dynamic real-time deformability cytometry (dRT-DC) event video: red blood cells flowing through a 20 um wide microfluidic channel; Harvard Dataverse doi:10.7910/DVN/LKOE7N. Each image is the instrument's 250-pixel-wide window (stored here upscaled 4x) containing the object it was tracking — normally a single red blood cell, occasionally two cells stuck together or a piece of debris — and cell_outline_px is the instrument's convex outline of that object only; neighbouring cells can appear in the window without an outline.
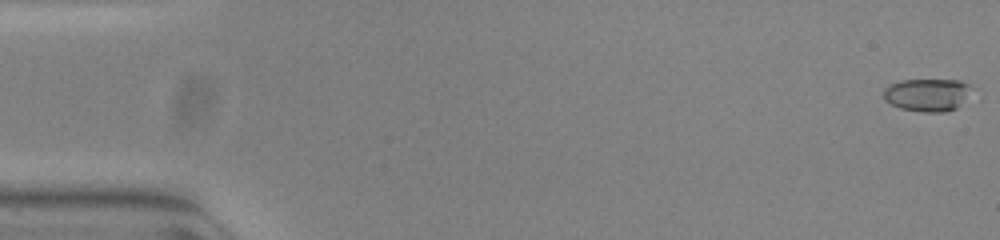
{"species": "common noctule bat (a hibernating species)", "species_latin": "Nyctalus noctula", "temperature_condition": "warm", "stored_images_in_passage": 54, "camera_frame_rate_fps": 3000, "um_per_image_px": 0.085, "animal": {"sex": "female", "body_mass_g": 23.0, "forearm_length_mm": 53.4}, "frame": {"image": 1, "passage_image": 1, "time_ms": 0.0, "image_size_px": [1000, 240], "cell_outline_px": [[968, 84], [964, 96], [956, 108], [944, 112], [924, 112], [900, 108], [884, 100], [884, 88], [888, 84], [900, 80], [960, 80]], "centroid_in_image_um": [78.69, 8.05], "position_along_channel_um": 6.3, "area_um2": 16.3}}
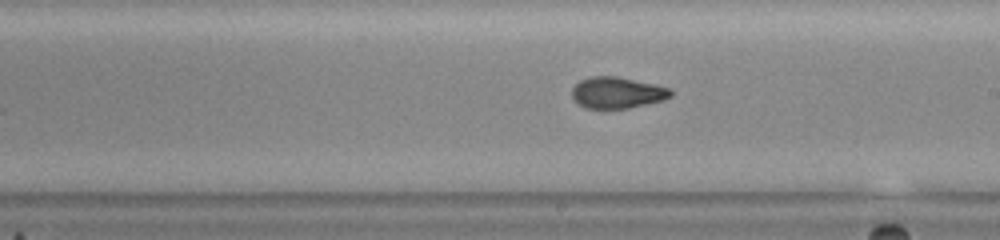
{"frame": {"image": 2, "passage_image": 31, "time_ms": 10.0, "image_size_px": [1000, 240], "cell_outline_px": [[672, 96], [660, 100], [628, 108], [584, 108], [572, 96], [572, 88], [580, 80], [592, 76], [616, 76], [652, 84], [668, 88], [672, 92]], "centroid_in_image_um": [52.41, 7.87], "position_along_channel_um": 236.6, "area_um2": 17.57}}
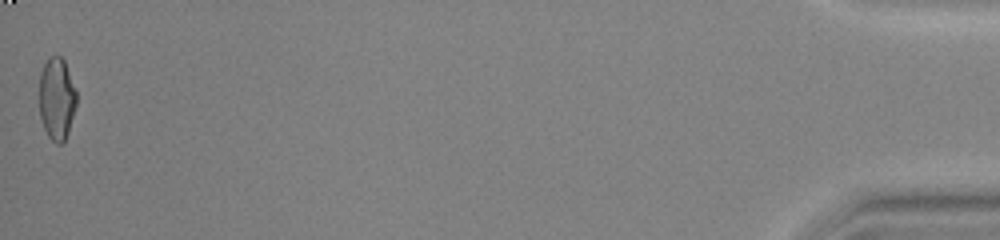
{"frame": {"image": 3, "passage_image": 54, "time_ms": 17.667, "image_size_px": [1000, 240], "cell_outline_px": [[76, 104], [68, 132], [64, 140], [60, 144], [56, 144], [48, 136], [44, 128], [40, 116], [40, 72], [44, 64], [52, 56], [60, 56], [64, 60], [76, 92]], "centroid_in_image_um": [4.81, 8.41], "position_along_channel_um": 430.4, "area_um2": 17.51}, "authors_computed_cell_mechanics": {"area_um2": 18.0914, "velocity_mm_per_s": 3.8454, "shape_relaxation_time_tau1_ms": 3.8507, "shape_relaxation_time_tau2_ms": 1.3521, "deformation_change_tau1": 0.182, "deformation_change_tau2": 0.0732}}